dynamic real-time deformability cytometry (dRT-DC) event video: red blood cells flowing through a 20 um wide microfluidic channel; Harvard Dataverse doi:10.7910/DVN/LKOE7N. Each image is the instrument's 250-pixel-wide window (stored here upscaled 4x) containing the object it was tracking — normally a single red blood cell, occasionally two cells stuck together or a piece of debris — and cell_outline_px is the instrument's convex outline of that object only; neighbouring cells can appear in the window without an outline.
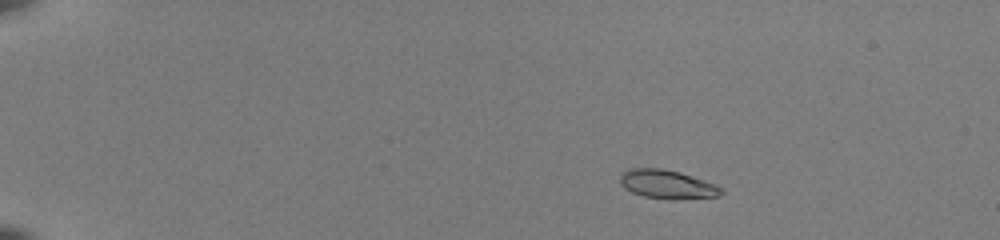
{"species": "common noctule bat (a hibernating species)", "species_latin": "Nyctalus noctula", "temperature_condition": "room temperature", "stored_images_in_passage": 44, "camera_frame_rate_fps": 3000, "um_per_image_px": 0.085, "animal": {"sex": "female", "body_mass_g": 22.0, "forearm_length_mm": 56.7}, "frame": {"image": 1, "passage_image": 1, "time_ms": 0.0, "image_size_px": [1000, 240], "cell_outline_px": [[724, 192], [720, 196], [672, 200], [644, 196], [632, 192], [624, 188], [620, 184], [620, 176], [628, 168], [664, 168], [680, 172], [716, 184], [724, 188]], "centroid_in_image_um": [56.74, 15.67], "position_along_channel_um": 28.3, "area_um2": 17.17}}
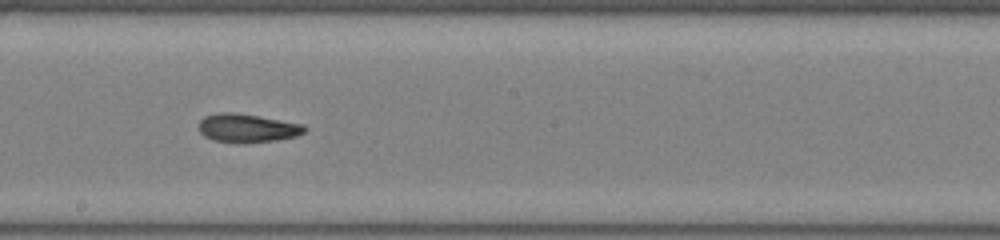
{"frame": {"image": 2, "passage_image": 24, "time_ms": 7.667, "image_size_px": [1000, 240], "cell_outline_px": [[308, 128], [304, 132], [296, 136], [276, 140], [212, 140], [204, 136], [200, 132], [200, 120], [204, 116], [216, 112], [232, 112], [304, 124]], "centroid_in_image_um": [21.02, 10.84], "position_along_channel_um": 227.2, "area_um2": 16.76}}
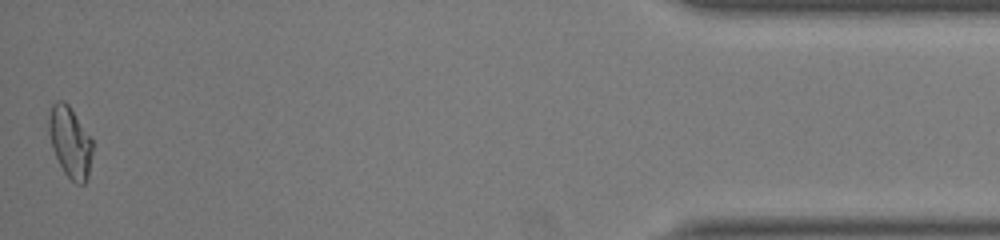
{"frame": {"image": 3, "passage_image": 44, "time_ms": 14.333, "image_size_px": [1000, 240], "cell_outline_px": [[92, 152], [88, 176], [84, 184], [76, 184], [64, 172], [52, 148], [48, 132], [48, 116], [52, 104], [56, 100], [64, 100], [68, 104], [92, 140]], "centroid_in_image_um": [5.93, 12.05], "position_along_channel_um": 429.3, "area_um2": 17.92}, "authors_computed_cell_mechanics": {"area_um2": 17.1666, "velocity_mm_per_s": 4.0122, "shape_relaxation_time_tau1_ms": null, "shape_relaxation_time_tau2_ms": 2.2841, "deformation_change_tau1": null, "deformation_change_tau2": 0.0859}}